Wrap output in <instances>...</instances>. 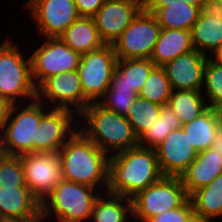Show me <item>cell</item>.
Here are the masks:
<instances>
[{"label": "cell", "mask_w": 222, "mask_h": 222, "mask_svg": "<svg viewBox=\"0 0 222 222\" xmlns=\"http://www.w3.org/2000/svg\"><path fill=\"white\" fill-rule=\"evenodd\" d=\"M64 180L103 192L109 187L110 156L99 149L78 128L58 152Z\"/></svg>", "instance_id": "obj_1"}, {"label": "cell", "mask_w": 222, "mask_h": 222, "mask_svg": "<svg viewBox=\"0 0 222 222\" xmlns=\"http://www.w3.org/2000/svg\"><path fill=\"white\" fill-rule=\"evenodd\" d=\"M162 177L155 149L137 146L110 156L107 191L131 199Z\"/></svg>", "instance_id": "obj_2"}, {"label": "cell", "mask_w": 222, "mask_h": 222, "mask_svg": "<svg viewBox=\"0 0 222 222\" xmlns=\"http://www.w3.org/2000/svg\"><path fill=\"white\" fill-rule=\"evenodd\" d=\"M77 117L87 123L83 128L78 124L79 130L109 156L139 146L138 137L127 118L98 102H91Z\"/></svg>", "instance_id": "obj_3"}, {"label": "cell", "mask_w": 222, "mask_h": 222, "mask_svg": "<svg viewBox=\"0 0 222 222\" xmlns=\"http://www.w3.org/2000/svg\"><path fill=\"white\" fill-rule=\"evenodd\" d=\"M45 104L36 98L29 104H20L21 109L18 112L20 107L17 104L8 105L0 133L2 154L20 156L25 153H38V135L41 128L39 122L48 108Z\"/></svg>", "instance_id": "obj_4"}, {"label": "cell", "mask_w": 222, "mask_h": 222, "mask_svg": "<svg viewBox=\"0 0 222 222\" xmlns=\"http://www.w3.org/2000/svg\"><path fill=\"white\" fill-rule=\"evenodd\" d=\"M10 41L7 38L0 43V98L8 105L23 103L19 100L25 98L35 100L37 88L32 79L30 57L26 60L18 45Z\"/></svg>", "instance_id": "obj_5"}, {"label": "cell", "mask_w": 222, "mask_h": 222, "mask_svg": "<svg viewBox=\"0 0 222 222\" xmlns=\"http://www.w3.org/2000/svg\"><path fill=\"white\" fill-rule=\"evenodd\" d=\"M96 190L94 187L62 179L41 203V216L45 220L52 217L50 214L54 212L59 222H82L90 219L94 204L102 194Z\"/></svg>", "instance_id": "obj_6"}, {"label": "cell", "mask_w": 222, "mask_h": 222, "mask_svg": "<svg viewBox=\"0 0 222 222\" xmlns=\"http://www.w3.org/2000/svg\"><path fill=\"white\" fill-rule=\"evenodd\" d=\"M189 198L179 177L163 176L138 192L132 201V216L139 222L181 206Z\"/></svg>", "instance_id": "obj_7"}, {"label": "cell", "mask_w": 222, "mask_h": 222, "mask_svg": "<svg viewBox=\"0 0 222 222\" xmlns=\"http://www.w3.org/2000/svg\"><path fill=\"white\" fill-rule=\"evenodd\" d=\"M161 27L148 9H141L113 42L117 59H150Z\"/></svg>", "instance_id": "obj_8"}, {"label": "cell", "mask_w": 222, "mask_h": 222, "mask_svg": "<svg viewBox=\"0 0 222 222\" xmlns=\"http://www.w3.org/2000/svg\"><path fill=\"white\" fill-rule=\"evenodd\" d=\"M116 53L110 44L81 55L78 72L84 97L98 102L110 87L117 64Z\"/></svg>", "instance_id": "obj_9"}, {"label": "cell", "mask_w": 222, "mask_h": 222, "mask_svg": "<svg viewBox=\"0 0 222 222\" xmlns=\"http://www.w3.org/2000/svg\"><path fill=\"white\" fill-rule=\"evenodd\" d=\"M44 39L46 41L29 56L36 88L53 75L77 70L81 58V55L66 45L60 37Z\"/></svg>", "instance_id": "obj_10"}, {"label": "cell", "mask_w": 222, "mask_h": 222, "mask_svg": "<svg viewBox=\"0 0 222 222\" xmlns=\"http://www.w3.org/2000/svg\"><path fill=\"white\" fill-rule=\"evenodd\" d=\"M26 186L42 203L63 179L58 153H25L20 155Z\"/></svg>", "instance_id": "obj_11"}, {"label": "cell", "mask_w": 222, "mask_h": 222, "mask_svg": "<svg viewBox=\"0 0 222 222\" xmlns=\"http://www.w3.org/2000/svg\"><path fill=\"white\" fill-rule=\"evenodd\" d=\"M37 99L43 104L44 99H47L51 108L69 109L77 116L90 104L84 97L78 70L63 72L47 78L37 88Z\"/></svg>", "instance_id": "obj_12"}, {"label": "cell", "mask_w": 222, "mask_h": 222, "mask_svg": "<svg viewBox=\"0 0 222 222\" xmlns=\"http://www.w3.org/2000/svg\"><path fill=\"white\" fill-rule=\"evenodd\" d=\"M25 5L45 38L60 37L79 18L74 0H28Z\"/></svg>", "instance_id": "obj_13"}, {"label": "cell", "mask_w": 222, "mask_h": 222, "mask_svg": "<svg viewBox=\"0 0 222 222\" xmlns=\"http://www.w3.org/2000/svg\"><path fill=\"white\" fill-rule=\"evenodd\" d=\"M49 109V110H48ZM39 122L38 152L58 153L67 140L77 131L76 113L64 108L49 106ZM75 115V116H74Z\"/></svg>", "instance_id": "obj_14"}, {"label": "cell", "mask_w": 222, "mask_h": 222, "mask_svg": "<svg viewBox=\"0 0 222 222\" xmlns=\"http://www.w3.org/2000/svg\"><path fill=\"white\" fill-rule=\"evenodd\" d=\"M155 151L161 173L170 177H180L198 155L182 128L173 130Z\"/></svg>", "instance_id": "obj_15"}, {"label": "cell", "mask_w": 222, "mask_h": 222, "mask_svg": "<svg viewBox=\"0 0 222 222\" xmlns=\"http://www.w3.org/2000/svg\"><path fill=\"white\" fill-rule=\"evenodd\" d=\"M191 38L193 48L208 57L209 52L214 55L222 46V3L219 0H204L191 29Z\"/></svg>", "instance_id": "obj_16"}, {"label": "cell", "mask_w": 222, "mask_h": 222, "mask_svg": "<svg viewBox=\"0 0 222 222\" xmlns=\"http://www.w3.org/2000/svg\"><path fill=\"white\" fill-rule=\"evenodd\" d=\"M204 0H148L147 9L164 29L191 31Z\"/></svg>", "instance_id": "obj_17"}, {"label": "cell", "mask_w": 222, "mask_h": 222, "mask_svg": "<svg viewBox=\"0 0 222 222\" xmlns=\"http://www.w3.org/2000/svg\"><path fill=\"white\" fill-rule=\"evenodd\" d=\"M207 59L208 56L194 49L166 63L163 68L173 91H202Z\"/></svg>", "instance_id": "obj_18"}, {"label": "cell", "mask_w": 222, "mask_h": 222, "mask_svg": "<svg viewBox=\"0 0 222 222\" xmlns=\"http://www.w3.org/2000/svg\"><path fill=\"white\" fill-rule=\"evenodd\" d=\"M140 10L138 5L130 2L105 0L93 17L104 43L112 45Z\"/></svg>", "instance_id": "obj_19"}, {"label": "cell", "mask_w": 222, "mask_h": 222, "mask_svg": "<svg viewBox=\"0 0 222 222\" xmlns=\"http://www.w3.org/2000/svg\"><path fill=\"white\" fill-rule=\"evenodd\" d=\"M219 174H222V155L211 147L199 152L179 178L190 196L194 191L210 184Z\"/></svg>", "instance_id": "obj_20"}, {"label": "cell", "mask_w": 222, "mask_h": 222, "mask_svg": "<svg viewBox=\"0 0 222 222\" xmlns=\"http://www.w3.org/2000/svg\"><path fill=\"white\" fill-rule=\"evenodd\" d=\"M0 213L5 220L42 218L41 202L28 187H0Z\"/></svg>", "instance_id": "obj_21"}, {"label": "cell", "mask_w": 222, "mask_h": 222, "mask_svg": "<svg viewBox=\"0 0 222 222\" xmlns=\"http://www.w3.org/2000/svg\"><path fill=\"white\" fill-rule=\"evenodd\" d=\"M194 50L191 31L161 28L150 60L155 66L163 67L177 56Z\"/></svg>", "instance_id": "obj_22"}, {"label": "cell", "mask_w": 222, "mask_h": 222, "mask_svg": "<svg viewBox=\"0 0 222 222\" xmlns=\"http://www.w3.org/2000/svg\"><path fill=\"white\" fill-rule=\"evenodd\" d=\"M222 126L220 110L207 108L197 118L182 125L197 153L212 147L214 136Z\"/></svg>", "instance_id": "obj_23"}, {"label": "cell", "mask_w": 222, "mask_h": 222, "mask_svg": "<svg viewBox=\"0 0 222 222\" xmlns=\"http://www.w3.org/2000/svg\"><path fill=\"white\" fill-rule=\"evenodd\" d=\"M62 41L80 55L106 45L92 17L79 16L60 36Z\"/></svg>", "instance_id": "obj_24"}, {"label": "cell", "mask_w": 222, "mask_h": 222, "mask_svg": "<svg viewBox=\"0 0 222 222\" xmlns=\"http://www.w3.org/2000/svg\"><path fill=\"white\" fill-rule=\"evenodd\" d=\"M189 198L197 222H211L214 217H222V174L194 191Z\"/></svg>", "instance_id": "obj_25"}, {"label": "cell", "mask_w": 222, "mask_h": 222, "mask_svg": "<svg viewBox=\"0 0 222 222\" xmlns=\"http://www.w3.org/2000/svg\"><path fill=\"white\" fill-rule=\"evenodd\" d=\"M155 67L150 59H118L110 86L134 88L139 94Z\"/></svg>", "instance_id": "obj_26"}, {"label": "cell", "mask_w": 222, "mask_h": 222, "mask_svg": "<svg viewBox=\"0 0 222 222\" xmlns=\"http://www.w3.org/2000/svg\"><path fill=\"white\" fill-rule=\"evenodd\" d=\"M104 194H100L97 198L91 220L93 222H128V215L129 213L132 214L131 199L121 195H114L108 191L104 192Z\"/></svg>", "instance_id": "obj_27"}, {"label": "cell", "mask_w": 222, "mask_h": 222, "mask_svg": "<svg viewBox=\"0 0 222 222\" xmlns=\"http://www.w3.org/2000/svg\"><path fill=\"white\" fill-rule=\"evenodd\" d=\"M203 91L174 90L168 105L173 110L182 125L197 118L208 107ZM203 95V96H202Z\"/></svg>", "instance_id": "obj_28"}, {"label": "cell", "mask_w": 222, "mask_h": 222, "mask_svg": "<svg viewBox=\"0 0 222 222\" xmlns=\"http://www.w3.org/2000/svg\"><path fill=\"white\" fill-rule=\"evenodd\" d=\"M182 128L170 106L162 105L157 120L138 138V144L142 148L155 149L175 129Z\"/></svg>", "instance_id": "obj_29"}, {"label": "cell", "mask_w": 222, "mask_h": 222, "mask_svg": "<svg viewBox=\"0 0 222 222\" xmlns=\"http://www.w3.org/2000/svg\"><path fill=\"white\" fill-rule=\"evenodd\" d=\"M161 105L137 96L126 116L135 135L139 138L157 120Z\"/></svg>", "instance_id": "obj_30"}, {"label": "cell", "mask_w": 222, "mask_h": 222, "mask_svg": "<svg viewBox=\"0 0 222 222\" xmlns=\"http://www.w3.org/2000/svg\"><path fill=\"white\" fill-rule=\"evenodd\" d=\"M173 89L165 69L156 66L150 73L147 82L140 90L138 96L158 105H167Z\"/></svg>", "instance_id": "obj_31"}, {"label": "cell", "mask_w": 222, "mask_h": 222, "mask_svg": "<svg viewBox=\"0 0 222 222\" xmlns=\"http://www.w3.org/2000/svg\"><path fill=\"white\" fill-rule=\"evenodd\" d=\"M203 85L209 98L206 101L207 107L222 110V64L211 57H208L205 64Z\"/></svg>", "instance_id": "obj_32"}, {"label": "cell", "mask_w": 222, "mask_h": 222, "mask_svg": "<svg viewBox=\"0 0 222 222\" xmlns=\"http://www.w3.org/2000/svg\"><path fill=\"white\" fill-rule=\"evenodd\" d=\"M137 96L138 93L134 88L110 86L98 103L109 111L116 112L126 117Z\"/></svg>", "instance_id": "obj_33"}, {"label": "cell", "mask_w": 222, "mask_h": 222, "mask_svg": "<svg viewBox=\"0 0 222 222\" xmlns=\"http://www.w3.org/2000/svg\"><path fill=\"white\" fill-rule=\"evenodd\" d=\"M0 187H27L20 156L0 155Z\"/></svg>", "instance_id": "obj_34"}, {"label": "cell", "mask_w": 222, "mask_h": 222, "mask_svg": "<svg viewBox=\"0 0 222 222\" xmlns=\"http://www.w3.org/2000/svg\"><path fill=\"white\" fill-rule=\"evenodd\" d=\"M147 222H197L188 198L181 206L150 218Z\"/></svg>", "instance_id": "obj_35"}, {"label": "cell", "mask_w": 222, "mask_h": 222, "mask_svg": "<svg viewBox=\"0 0 222 222\" xmlns=\"http://www.w3.org/2000/svg\"><path fill=\"white\" fill-rule=\"evenodd\" d=\"M79 16L94 17L105 0H74Z\"/></svg>", "instance_id": "obj_36"}, {"label": "cell", "mask_w": 222, "mask_h": 222, "mask_svg": "<svg viewBox=\"0 0 222 222\" xmlns=\"http://www.w3.org/2000/svg\"><path fill=\"white\" fill-rule=\"evenodd\" d=\"M212 148L218 152L219 155H222V126L217 130L214 136Z\"/></svg>", "instance_id": "obj_37"}, {"label": "cell", "mask_w": 222, "mask_h": 222, "mask_svg": "<svg viewBox=\"0 0 222 222\" xmlns=\"http://www.w3.org/2000/svg\"><path fill=\"white\" fill-rule=\"evenodd\" d=\"M8 104L0 98V133L2 131L3 121L5 119Z\"/></svg>", "instance_id": "obj_38"}, {"label": "cell", "mask_w": 222, "mask_h": 222, "mask_svg": "<svg viewBox=\"0 0 222 222\" xmlns=\"http://www.w3.org/2000/svg\"><path fill=\"white\" fill-rule=\"evenodd\" d=\"M116 1L130 2L132 4L138 5L141 9H147L148 6V0H116Z\"/></svg>", "instance_id": "obj_39"}, {"label": "cell", "mask_w": 222, "mask_h": 222, "mask_svg": "<svg viewBox=\"0 0 222 222\" xmlns=\"http://www.w3.org/2000/svg\"><path fill=\"white\" fill-rule=\"evenodd\" d=\"M43 218H21V219H8L4 222H41Z\"/></svg>", "instance_id": "obj_40"}, {"label": "cell", "mask_w": 222, "mask_h": 222, "mask_svg": "<svg viewBox=\"0 0 222 222\" xmlns=\"http://www.w3.org/2000/svg\"><path fill=\"white\" fill-rule=\"evenodd\" d=\"M211 58L222 64V46L211 56Z\"/></svg>", "instance_id": "obj_41"}, {"label": "cell", "mask_w": 222, "mask_h": 222, "mask_svg": "<svg viewBox=\"0 0 222 222\" xmlns=\"http://www.w3.org/2000/svg\"><path fill=\"white\" fill-rule=\"evenodd\" d=\"M4 217L2 216V214L0 213V222H4Z\"/></svg>", "instance_id": "obj_42"}, {"label": "cell", "mask_w": 222, "mask_h": 222, "mask_svg": "<svg viewBox=\"0 0 222 222\" xmlns=\"http://www.w3.org/2000/svg\"><path fill=\"white\" fill-rule=\"evenodd\" d=\"M2 154V152H1V138H0V155Z\"/></svg>", "instance_id": "obj_43"}, {"label": "cell", "mask_w": 222, "mask_h": 222, "mask_svg": "<svg viewBox=\"0 0 222 222\" xmlns=\"http://www.w3.org/2000/svg\"><path fill=\"white\" fill-rule=\"evenodd\" d=\"M220 115H221V123H222V110H220Z\"/></svg>", "instance_id": "obj_44"}]
</instances>
